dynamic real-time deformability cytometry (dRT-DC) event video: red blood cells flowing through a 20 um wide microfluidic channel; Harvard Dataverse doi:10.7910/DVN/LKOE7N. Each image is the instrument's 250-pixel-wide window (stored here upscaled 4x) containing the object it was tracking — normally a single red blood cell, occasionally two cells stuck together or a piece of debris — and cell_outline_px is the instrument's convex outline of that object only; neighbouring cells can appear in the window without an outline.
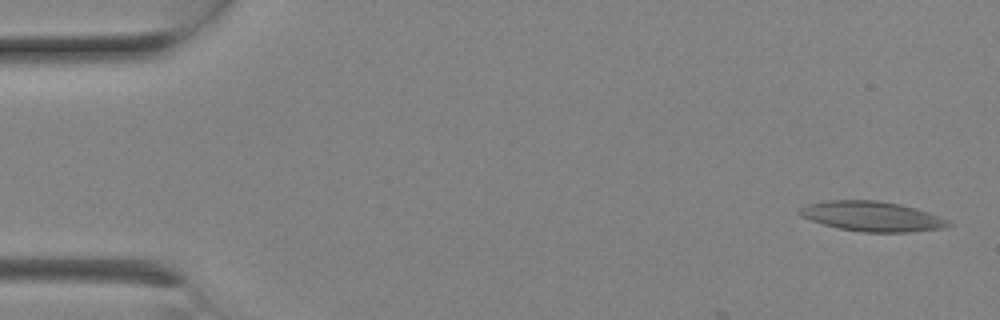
{"species": "Egyptian fruit bat (a non-hibernating species)", "species_latin": "Rousettus aegyptiacus", "temperature_condition": "room temperature", "stored_images_in_passage": 6, "camera_frame_rate_fps": 3000, "um_per_image_px": 0.085, "animal": {"sex": "female"}, "frame": {"image": 1, "passage_image": 1, "time_ms": 0.0, "image_size_px": [1000, 320], "cell_outline_px": [[956, 224], [944, 228], [908, 232], [860, 232], [840, 228], [824, 224], [800, 216], [796, 212], [800, 208], [808, 204], [824, 200], [880, 200], [900, 204], [916, 208], [940, 216]], "centroid_in_image_um": [74.15, 18.38], "position_along_channel_um": 10.9, "area_um2": 26.13}}
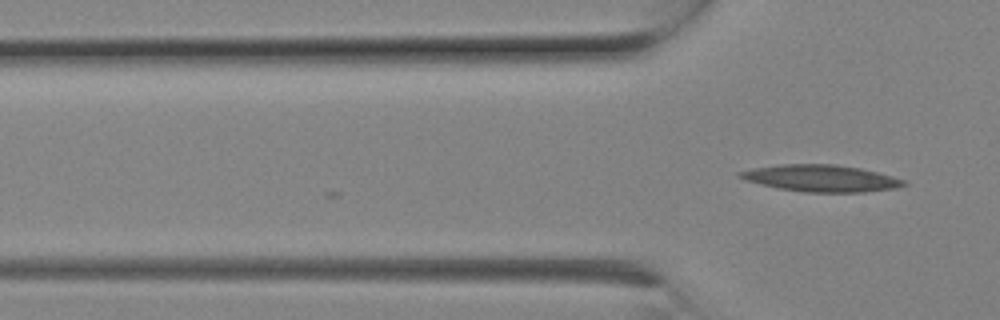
{"frame": {"image": 2, "passage_image": 6, "time_ms": 1.667, "image_size_px": [1000, 320], "cell_outline_px": [[908, 184], [896, 188], [864, 192], [804, 192], [780, 188], [748, 180], [736, 176], [736, 172], [752, 168], [780, 164], [836, 164], [860, 168], [892, 176], [904, 180]], "centroid_in_image_um": [69.8, 15.14], "position_along_channel_um": 56.0, "area_um2": 25.37}}